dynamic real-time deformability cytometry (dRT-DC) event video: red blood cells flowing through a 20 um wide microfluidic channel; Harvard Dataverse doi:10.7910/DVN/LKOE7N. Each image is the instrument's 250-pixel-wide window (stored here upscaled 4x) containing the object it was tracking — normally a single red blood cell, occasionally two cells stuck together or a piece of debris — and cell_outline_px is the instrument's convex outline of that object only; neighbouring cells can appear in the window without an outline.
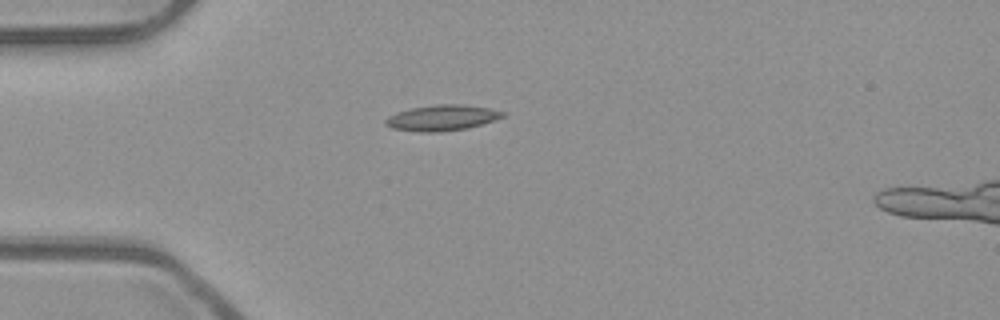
{"species": "common noctule bat (a hibernating species)", "species_latin": "Nyctalus noctula", "temperature_condition": "room temperature", "stored_images_in_passage": 39, "camera_frame_rate_fps": 3000, "um_per_image_px": 0.085, "animal": {"sex": "male", "body_mass_g": 23.1, "forearm_length_mm": 52.7}, "frame": {"image": 1, "passage_image": 1, "time_ms": 0.0, "image_size_px": [1000, 320], "cell_outline_px": [[504, 116], [468, 128], [440, 132], [420, 132], [392, 128], [384, 124], [384, 120], [388, 116], [396, 112], [412, 108], [436, 104], [460, 104], [488, 108], [504, 112]], "centroid_in_image_um": [37.51, 10.01], "position_along_channel_um": 47.5, "area_um2": 17.4}}
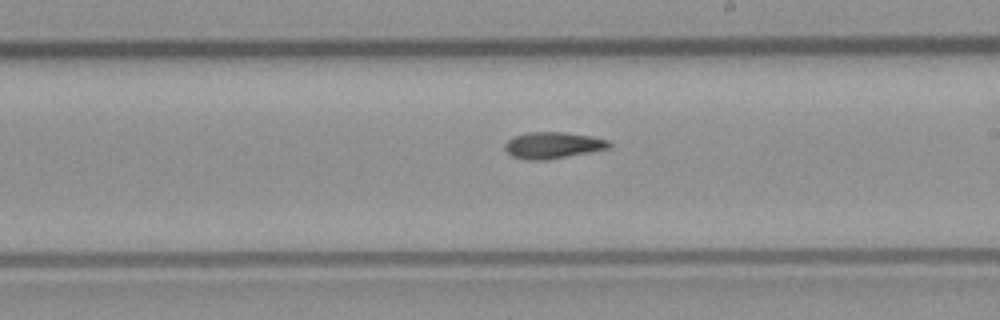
{"frame": {"image": 2, "passage_image": 17, "time_ms": 5.333, "image_size_px": [1000, 320], "cell_outline_px": [[612, 144], [608, 148], [548, 160], [528, 160], [512, 156], [504, 148], [504, 144], [508, 140], [516, 136], [528, 132], [564, 132], [592, 136], [608, 140]], "centroid_in_image_um": [46.99, 12.34], "position_along_channel_um": 242.0, "area_um2": 15.95}}
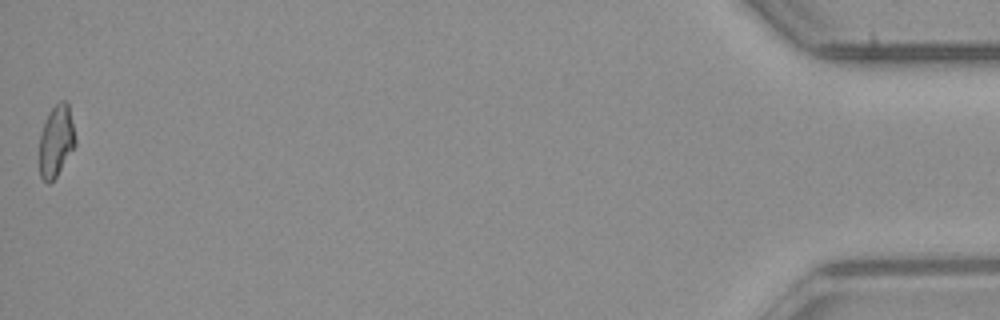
{"frame": {"image": 3, "passage_image": 39, "time_ms": 12.667, "image_size_px": [1000, 320], "cell_outline_px": [[76, 144], [56, 176], [48, 184], [40, 176], [40, 136], [48, 112], [60, 100], [68, 100], [76, 140]], "centroid_in_image_um": [4.79, 11.94], "position_along_channel_um": 430.4, "area_um2": 14.85}}